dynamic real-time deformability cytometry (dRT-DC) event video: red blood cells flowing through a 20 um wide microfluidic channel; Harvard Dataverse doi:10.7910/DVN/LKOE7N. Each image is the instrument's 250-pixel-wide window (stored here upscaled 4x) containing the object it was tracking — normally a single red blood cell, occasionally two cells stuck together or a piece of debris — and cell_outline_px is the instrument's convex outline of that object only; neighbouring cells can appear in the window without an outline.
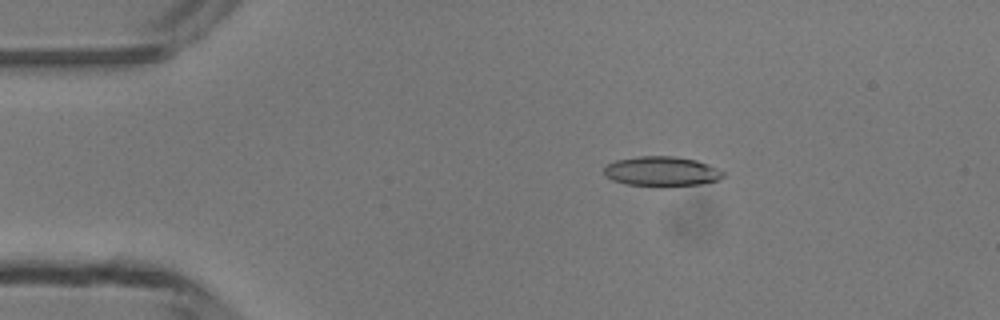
{"species": "common noctule bat (a hibernating species)", "species_latin": "Nyctalus noctula", "temperature_condition": "room temperature", "stored_images_in_passage": 4, "camera_frame_rate_fps": 3000, "um_per_image_px": 0.085, "animal": {"sex": "male", "body_mass_g": 13.3}, "frame": {"image": 1, "passage_image": 2, "time_ms": 1.0, "image_size_px": [1000, 320], "cell_outline_px": [[724, 176], [720, 180], [700, 184], [664, 188], [660, 188], [624, 184], [612, 180], [604, 176], [604, 168], [608, 164], [616, 160], [640, 156], [676, 156], [696, 160], [708, 164], [724, 172]], "centroid_in_image_um": [56.24, 14.6], "position_along_channel_um": 28.8, "area_um2": 21.27}}
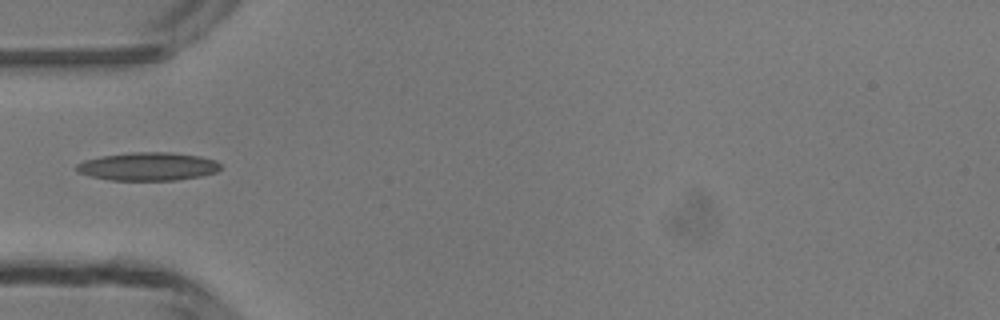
{"frame": {"image": 2, "passage_image": 4, "time_ms": 3.333, "image_size_px": [1000, 320], "cell_outline_px": [[220, 168], [216, 172], [200, 176], [176, 180], [108, 180], [88, 176], [76, 172], [76, 164], [84, 160], [100, 156], [132, 152], [168, 152], [200, 156], [216, 160], [220, 164]], "centroid_in_image_um": [12.53, 14.15], "position_along_channel_um": 72.5, "area_um2": 23.81}}